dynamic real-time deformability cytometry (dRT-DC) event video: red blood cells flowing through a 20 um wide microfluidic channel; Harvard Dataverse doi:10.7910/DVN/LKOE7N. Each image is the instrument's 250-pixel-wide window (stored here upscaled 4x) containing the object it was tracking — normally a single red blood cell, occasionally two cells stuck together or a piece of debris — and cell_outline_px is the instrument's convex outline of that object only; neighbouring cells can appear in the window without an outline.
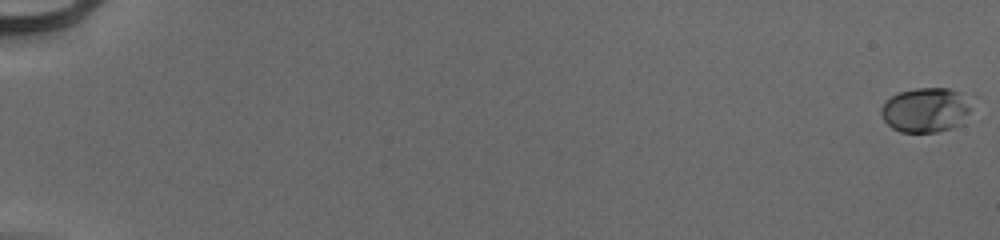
{"species": "human", "species_latin": "Homo sapiens", "temperature_condition": "cold", "stored_images_in_passage": 56, "camera_frame_rate_fps": 3000, "um_per_image_px": 0.085, "donor": {"sex": "male"}, "frame": {"image": 1, "passage_image": 1, "time_ms": 0.0, "image_size_px": [1000, 240], "cell_outline_px": [[968, 112], [964, 124], [952, 128], [936, 132], [900, 132], [892, 128], [884, 120], [880, 112], [880, 108], [892, 96], [900, 92], [916, 88], [948, 88], [960, 92], [968, 108]], "centroid_in_image_um": [78.64, 9.37], "position_along_channel_um": 6.4, "area_um2": 23.12}}
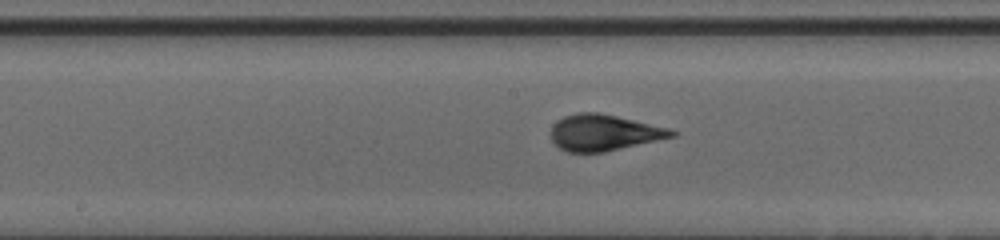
{"frame": {"image": 2, "passage_image": 32, "time_ms": 10.333, "image_size_px": [1000, 240], "cell_outline_px": [[676, 136], [604, 152], [568, 152], [560, 148], [552, 140], [552, 124], [556, 120], [564, 116], [576, 112], [600, 112], [668, 128], [676, 132]], "centroid_in_image_um": [51.3, 11.26], "position_along_channel_um": 196.9, "area_um2": 25.32}}
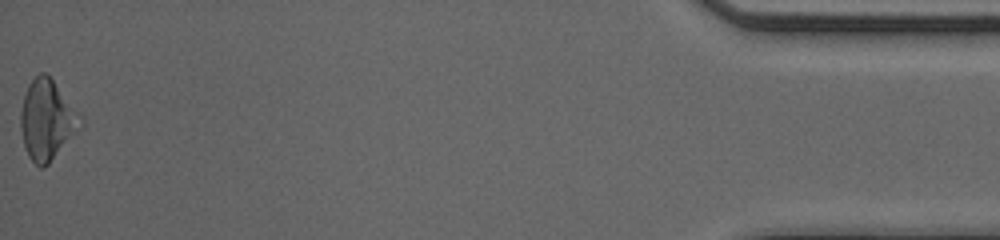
{"frame": {"image": 3, "passage_image": 56, "time_ms": 18.333, "image_size_px": [1000, 240], "cell_outline_px": [[84, 124], [48, 164], [44, 168], [40, 168], [28, 156], [24, 144], [20, 128], [20, 112], [24, 96], [28, 84], [40, 72], [44, 72], [52, 80], [84, 120]], "centroid_in_image_um": [3.98, 10.22], "position_along_channel_um": 431.2, "area_um2": 27.46}, "authors_computed_cell_mechanics": {"area_um2": 24.5072, "velocity_mm_per_s": 3.9719, "shape_relaxation_time_tau1_ms": 3.3947, "shape_relaxation_time_tau2_ms": null, "deformation_change_tau1": 0.1523, "deformation_change_tau2": null}}